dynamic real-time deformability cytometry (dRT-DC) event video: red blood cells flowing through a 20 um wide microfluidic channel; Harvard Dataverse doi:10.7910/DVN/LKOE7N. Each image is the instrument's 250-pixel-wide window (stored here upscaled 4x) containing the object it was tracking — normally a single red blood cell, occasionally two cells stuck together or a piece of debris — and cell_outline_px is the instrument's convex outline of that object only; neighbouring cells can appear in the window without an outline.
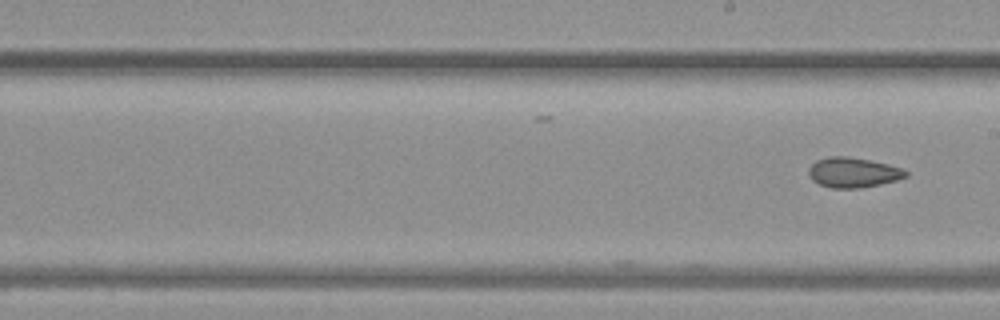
{"species": "common noctule bat (a hibernating species)", "species_latin": "Nyctalus noctula", "temperature_condition": "warm", "stored_images_in_passage": 16, "camera_frame_rate_fps": 3000, "um_per_image_px": 0.085, "animal": {"sex": "female", "body_mass_g": 19.3, "forearm_length_mm": 54.1}, "frame": {"image": 1, "passage_image": 16, "time_ms": 5.0, "image_size_px": [1000, 320], "cell_outline_px": [[908, 176], [896, 180], [880, 184], [860, 188], [832, 188], [820, 184], [812, 180], [808, 172], [808, 168], [816, 160], [828, 156], [848, 156], [888, 164], [904, 168], [908, 172]], "centroid_in_image_um": [72.52, 14.65], "position_along_channel_um": 216.5, "area_um2": 17.05}}